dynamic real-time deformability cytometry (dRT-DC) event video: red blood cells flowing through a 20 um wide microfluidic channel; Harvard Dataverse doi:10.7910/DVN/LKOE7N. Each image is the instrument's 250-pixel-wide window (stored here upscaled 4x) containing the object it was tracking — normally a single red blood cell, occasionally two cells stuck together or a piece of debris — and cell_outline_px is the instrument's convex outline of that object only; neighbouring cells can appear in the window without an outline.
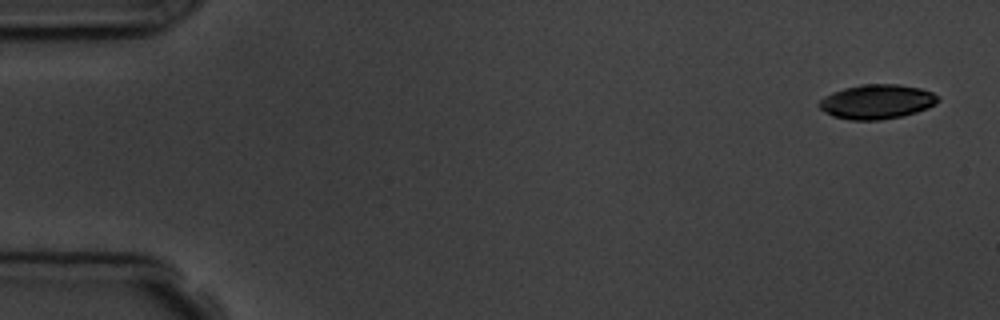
{"species": "common noctule bat (a hibernating species)", "species_latin": "Nyctalus noctula", "temperature_condition": "room temperature", "stored_images_in_passage": 5, "camera_frame_rate_fps": 3000, "um_per_image_px": 0.085, "animal": {"sex": "male", "body_mass_g": 19.5, "forearm_length_mm": 54.6}, "frame": {"image": 1, "passage_image": 1, "time_ms": 0.0, "image_size_px": [1000, 320], "cell_outline_px": [[940, 100], [936, 104], [928, 108], [916, 112], [900, 116], [880, 120], [848, 120], [832, 116], [824, 112], [816, 104], [824, 96], [832, 92], [844, 88], [860, 84], [896, 84], [920, 88], [932, 92], [940, 96]], "centroid_in_image_um": [74.52, 8.64], "position_along_channel_um": 10.5, "area_um2": 24.1}}
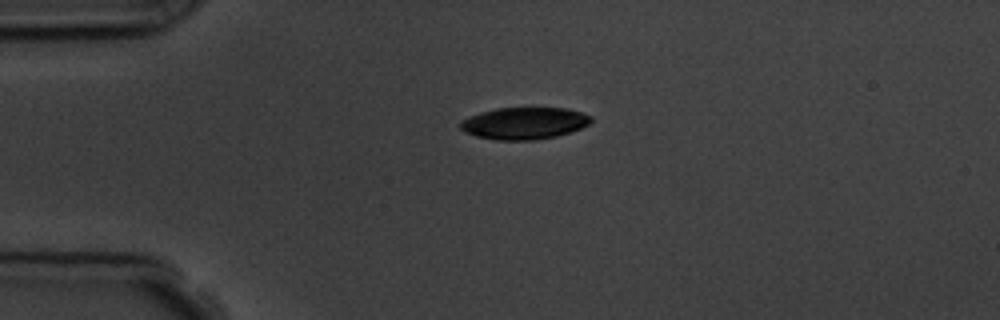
{"frame": {"image": 2, "passage_image": 4, "time_ms": 3.667, "image_size_px": [1000, 320], "cell_outline_px": [[592, 120], [588, 124], [580, 128], [556, 136], [532, 140], [496, 140], [476, 136], [464, 132], [460, 128], [460, 120], [468, 116], [480, 112], [496, 108], [564, 108], [580, 112], [592, 116]], "centroid_in_image_um": [44.5, 10.47], "position_along_channel_um": 40.5, "area_um2": 24.28}}